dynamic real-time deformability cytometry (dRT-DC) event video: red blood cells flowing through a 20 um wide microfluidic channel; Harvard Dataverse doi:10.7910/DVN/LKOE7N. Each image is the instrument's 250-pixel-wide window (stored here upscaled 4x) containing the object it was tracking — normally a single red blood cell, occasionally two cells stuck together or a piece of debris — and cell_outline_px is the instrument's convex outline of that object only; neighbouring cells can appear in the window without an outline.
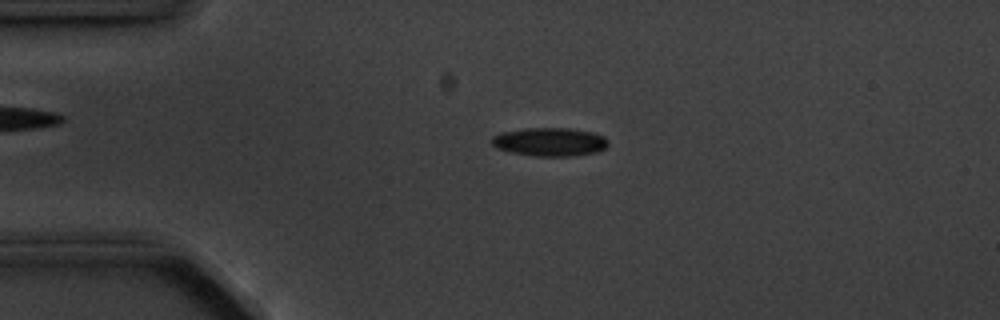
{"species": "common noctule bat (a hibernating species)", "species_latin": "Nyctalus noctula", "temperature_condition": "cold", "stored_images_in_passage": 2, "camera_frame_rate_fps": 3000, "um_per_image_px": 0.085, "animal": {"sex": "male", "body_mass_g": 20.1, "forearm_length_mm": 53.5}, "frame": {"image": 1, "passage_image": 1, "time_ms": 0.0, "image_size_px": [1000, 320], "cell_outline_px": [[608, 144], [604, 148], [596, 152], [572, 156], [536, 156], [512, 152], [496, 148], [492, 144], [492, 136], [500, 132], [520, 128], [568, 128], [592, 132], [604, 136], [608, 140]], "centroid_in_image_um": [46.71, 12.05], "position_along_channel_um": 38.3, "area_um2": 19.36}}